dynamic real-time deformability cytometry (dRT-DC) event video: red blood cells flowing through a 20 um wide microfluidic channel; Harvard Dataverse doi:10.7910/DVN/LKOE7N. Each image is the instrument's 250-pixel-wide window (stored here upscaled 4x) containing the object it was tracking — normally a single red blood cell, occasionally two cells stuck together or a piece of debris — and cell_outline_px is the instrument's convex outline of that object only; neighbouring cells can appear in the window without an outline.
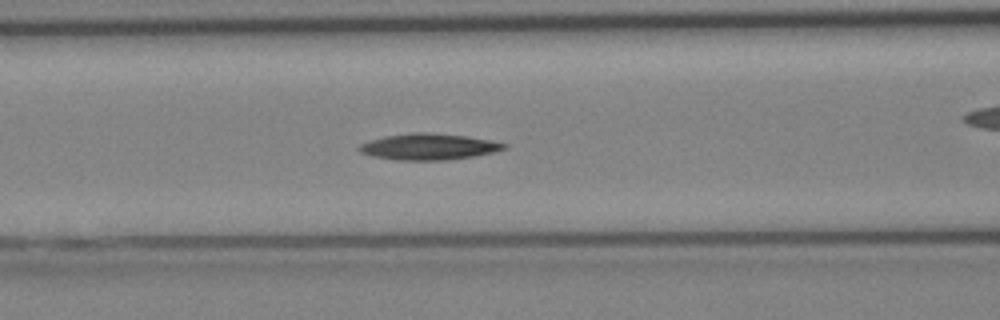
{"species": "Egyptian fruit bat (a non-hibernating species)", "species_latin": "Rousettus aegyptiacus", "temperature_condition": "cold", "stored_images_in_passage": 30, "camera_frame_rate_fps": 3000, "um_per_image_px": 0.085, "animal": {"sex": "female"}, "frame": {"image": 1, "passage_image": 9, "time_ms": 2.667, "image_size_px": [1000, 320], "cell_outline_px": [[508, 148], [492, 152], [472, 156], [444, 160], [396, 160], [372, 156], [360, 152], [356, 148], [360, 144], [368, 140], [384, 136], [416, 132], [428, 132], [468, 136], [492, 140], [508, 144]], "centroid_in_image_um": [36.42, 12.46], "position_along_channel_um": 130.2, "area_um2": 22.25}}
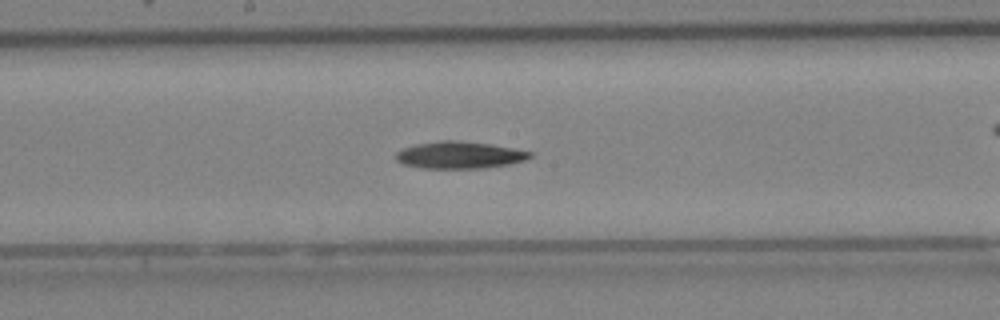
{"frame": {"image": 2, "passage_image": 13, "time_ms": 4.0, "image_size_px": [1000, 320], "cell_outline_px": [[532, 156], [524, 160], [508, 164], [484, 168], [420, 168], [404, 164], [396, 160], [396, 152], [404, 148], [416, 144], [440, 140], [456, 140], [488, 144], [512, 148], [532, 152]], "centroid_in_image_um": [39.03, 13.18], "position_along_channel_um": 209.2, "area_um2": 20.92}}
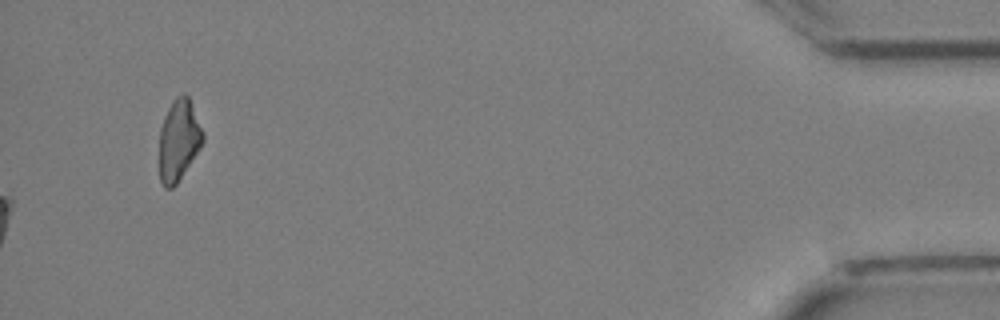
{"frame": {"image": 3, "passage_image": 30, "time_ms": 9.667, "image_size_px": [1000, 320], "cell_outline_px": [[204, 140], [200, 148], [176, 184], [172, 188], [164, 188], [160, 180], [160, 128], [164, 116], [172, 100], [176, 96], [184, 92], [188, 96], [204, 132]], "centroid_in_image_um": [15.19, 11.88], "position_along_channel_um": 420.0, "area_um2": 20.58}}